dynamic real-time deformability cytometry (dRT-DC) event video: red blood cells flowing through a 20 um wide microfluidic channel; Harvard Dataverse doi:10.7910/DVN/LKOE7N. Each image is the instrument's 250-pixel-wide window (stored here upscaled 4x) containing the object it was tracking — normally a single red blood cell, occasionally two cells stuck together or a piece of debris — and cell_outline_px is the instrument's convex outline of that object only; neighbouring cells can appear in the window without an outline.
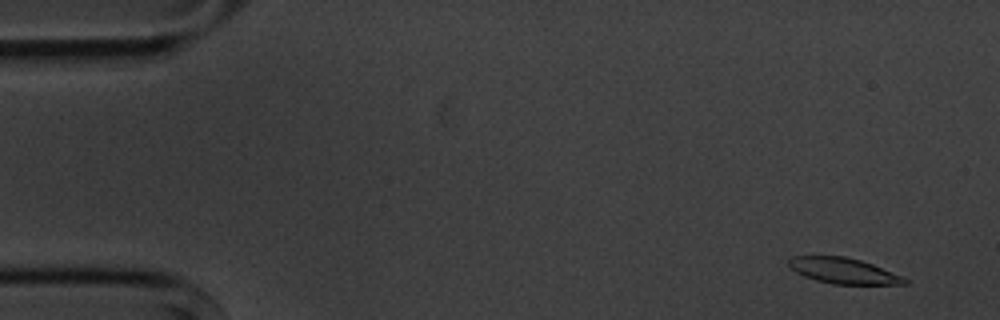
{"species": "common noctule bat (a hibernating species)", "species_latin": "Nyctalus noctula", "temperature_condition": "cold", "stored_images_in_passage": 4, "camera_frame_rate_fps": 3000, "um_per_image_px": 0.085, "animal": {"sex": "male", "body_mass_g": 20.1, "forearm_length_mm": 53.5}, "frame": {"image": 1, "passage_image": 1, "time_ms": 0.0, "image_size_px": [1000, 320], "cell_outline_px": [[908, 284], [832, 284], [816, 280], [804, 276], [796, 272], [788, 264], [788, 260], [792, 256], [844, 256], [860, 260], [872, 264], [900, 276], [908, 280]], "centroid_in_image_um": [71.65, 23.01], "position_along_channel_um": 13.3, "area_um2": 17.11}}